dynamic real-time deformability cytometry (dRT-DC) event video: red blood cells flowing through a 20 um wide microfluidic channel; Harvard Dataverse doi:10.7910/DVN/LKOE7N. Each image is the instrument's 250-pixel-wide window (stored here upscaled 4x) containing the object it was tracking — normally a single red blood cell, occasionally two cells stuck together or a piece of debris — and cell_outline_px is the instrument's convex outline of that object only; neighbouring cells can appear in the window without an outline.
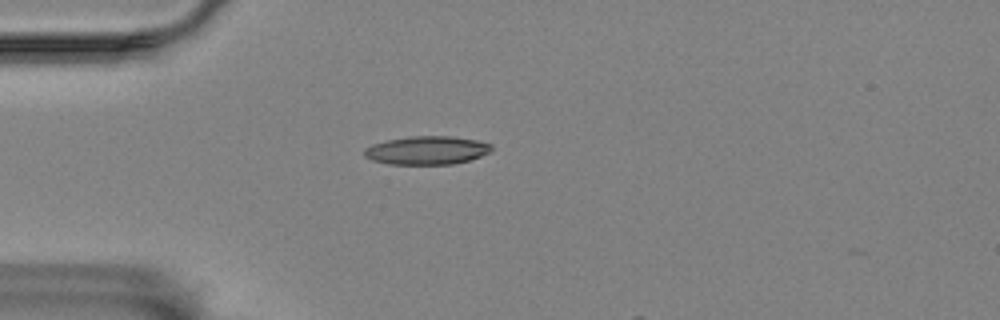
{"species": "Egyptian fruit bat (a non-hibernating species)", "species_latin": "Rousettus aegyptiacus", "temperature_condition": "room temperature", "stored_images_in_passage": 7, "camera_frame_rate_fps": 3000, "um_per_image_px": 0.085, "animal": {"sex": "female"}, "frame": {"image": 1, "passage_image": 2, "time_ms": 0.333, "image_size_px": [1000, 320], "cell_outline_px": [[492, 152], [468, 160], [452, 164], [388, 164], [372, 160], [364, 156], [364, 148], [372, 144], [388, 140], [412, 136], [452, 136], [476, 140], [492, 144]], "centroid_in_image_um": [36.28, 12.77], "position_along_channel_um": 48.7, "area_um2": 21.04}}
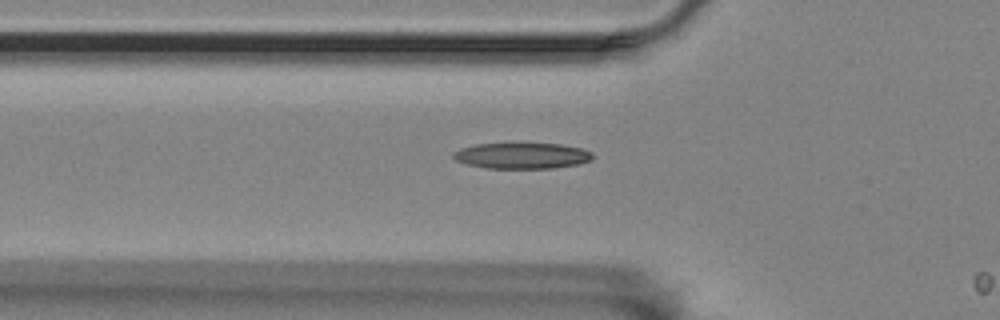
{"frame": {"image": 2, "passage_image": 6, "time_ms": 1.667, "image_size_px": [1000, 320], "cell_outline_px": [[592, 160], [580, 164], [552, 168], [484, 168], [464, 164], [456, 160], [452, 156], [452, 152], [460, 148], [476, 144], [560, 144], [580, 148], [592, 152]], "centroid_in_image_um": [44.33, 13.24], "position_along_channel_um": 81.5, "area_um2": 21.04}}